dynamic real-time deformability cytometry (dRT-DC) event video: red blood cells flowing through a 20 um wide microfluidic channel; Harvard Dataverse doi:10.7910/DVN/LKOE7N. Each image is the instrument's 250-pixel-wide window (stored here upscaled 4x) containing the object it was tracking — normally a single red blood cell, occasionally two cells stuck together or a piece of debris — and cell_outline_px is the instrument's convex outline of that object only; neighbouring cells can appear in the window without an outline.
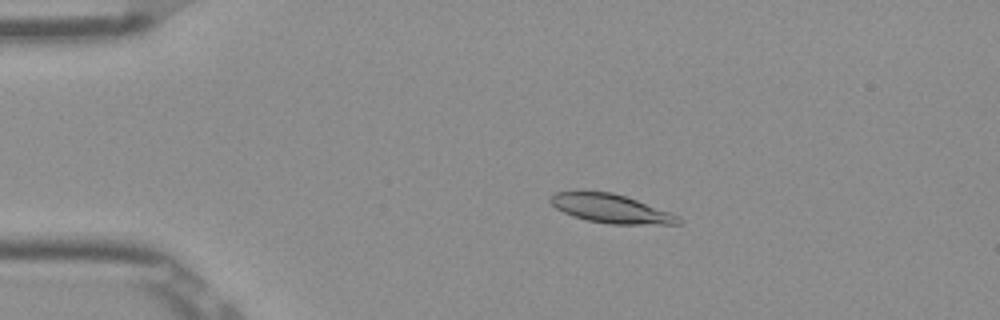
{"species": "Egyptian fruit bat (a non-hibernating species)", "species_latin": "Rousettus aegyptiacus", "temperature_condition": "room temperature", "stored_images_in_passage": 44, "camera_frame_rate_fps": 3000, "um_per_image_px": 0.085, "frame": {"image": 1, "passage_image": 2, "time_ms": 0.333, "image_size_px": [1000, 320], "cell_outline_px": [[684, 220], [680, 224], [608, 224], [588, 220], [572, 216], [556, 208], [548, 200], [548, 196], [556, 192], [612, 192], [636, 200], [680, 216]], "centroid_in_image_um": [51.93, 17.74], "position_along_channel_um": 33.1, "area_um2": 21.21}}
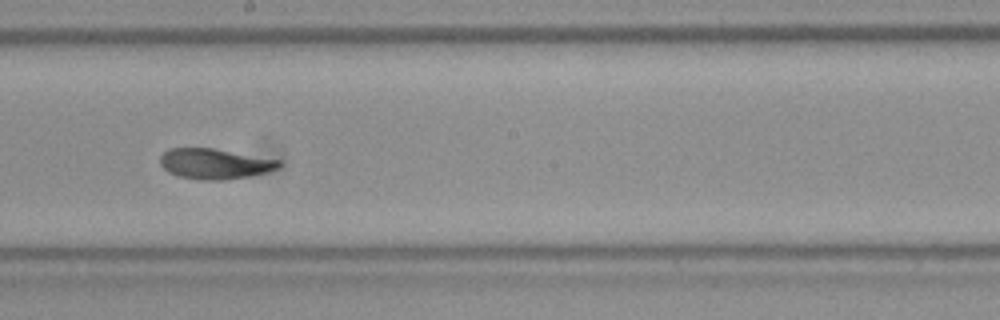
{"frame": {"image": 2, "passage_image": 21, "time_ms": 6.667, "image_size_px": [1000, 320], "cell_outline_px": [[280, 164], [276, 168], [264, 172], [248, 176], [224, 180], [200, 180], [180, 176], [168, 172], [160, 164], [160, 156], [164, 152], [172, 148], [212, 148], [280, 160]], "centroid_in_image_um": [18.21, 13.92], "position_along_channel_um": 230.0, "area_um2": 20.69}}
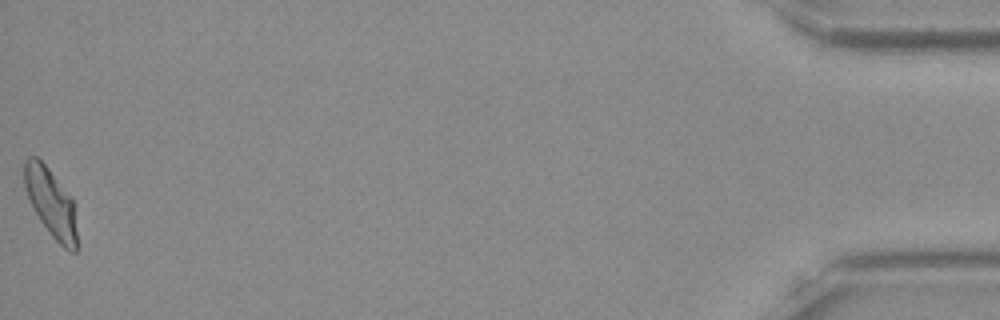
{"frame": {"image": 3, "passage_image": 44, "time_ms": 14.333, "image_size_px": [1000, 320], "cell_outline_px": [[76, 252], [68, 252], [48, 232], [40, 220], [28, 196], [24, 184], [24, 160], [28, 156], [36, 156], [48, 168], [72, 200], [76, 232]], "centroid_in_image_um": [4.3, 17.23], "position_along_channel_um": 430.9, "area_um2": 20.35}, "authors_computed_cell_mechanics": {"area_um2": 21.097, "velocity_mm_per_s": 3.8823, "shape_relaxation_time_tau1_ms": 5.2529, "shape_relaxation_time_tau2_ms": 1.955, "deformation_change_tau1": 0.1639, "deformation_change_tau2": 0.0603}}